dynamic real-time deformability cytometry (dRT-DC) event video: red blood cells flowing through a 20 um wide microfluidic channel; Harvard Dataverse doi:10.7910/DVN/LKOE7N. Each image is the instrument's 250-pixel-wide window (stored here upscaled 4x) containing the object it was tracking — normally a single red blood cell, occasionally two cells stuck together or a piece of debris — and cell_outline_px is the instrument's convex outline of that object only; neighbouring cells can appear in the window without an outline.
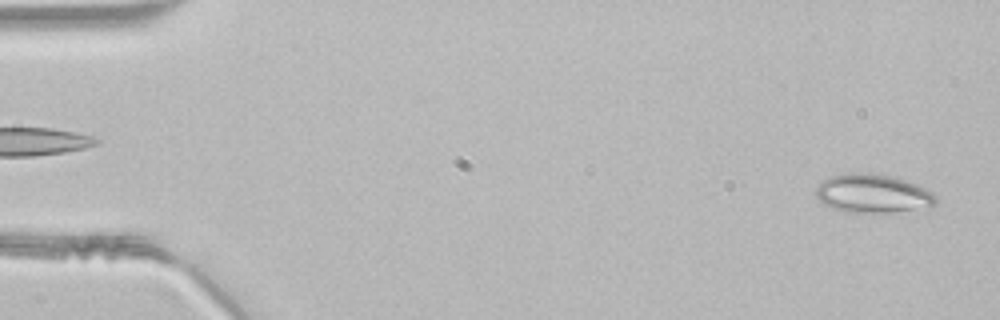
{"species": "common noctule bat (a hibernating species)", "species_latin": "Nyctalus noctula", "temperature_condition": "room temperature", "stored_images_in_passage": 46, "camera_frame_rate_fps": 3000, "um_per_image_px": 0.085, "animal": {"sex": "male", "body_mass_g": 21.5, "forearm_length_mm": 52.0}, "frame": {"image": 1, "passage_image": 1, "time_ms": 0.0, "image_size_px": [1000, 320], "cell_outline_px": [[936, 204], [932, 208], [888, 212], [848, 212], [832, 208], [820, 204], [816, 196], [816, 188], [824, 180], [832, 176], [852, 172], [860, 172], [892, 176], [904, 180], [924, 188], [932, 192], [936, 196]], "centroid_in_image_um": [74.19, 16.47], "position_along_channel_um": 10.8, "area_um2": 27.05}}
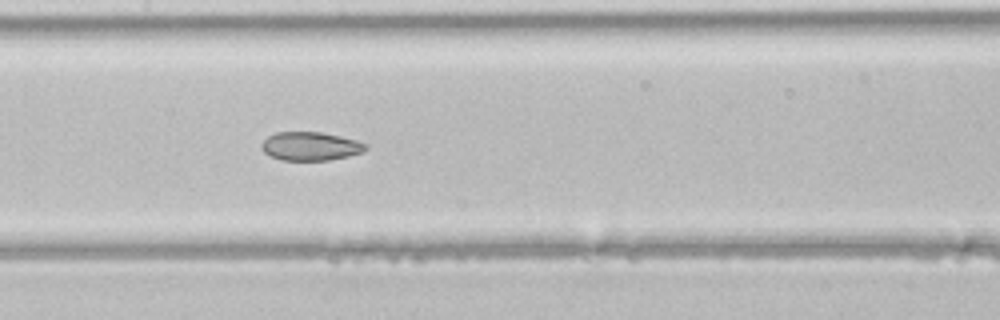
{"frame": {"image": 2, "passage_image": 22, "time_ms": 7.0, "image_size_px": [1000, 320], "cell_outline_px": [[368, 148], [364, 152], [348, 156], [328, 160], [280, 160], [264, 152], [260, 148], [260, 144], [268, 136], [276, 132], [320, 132], [340, 136], [356, 140], [368, 144]], "centroid_in_image_um": [26.4, 12.43], "position_along_channel_um": 181.0, "area_um2": 17.4}}
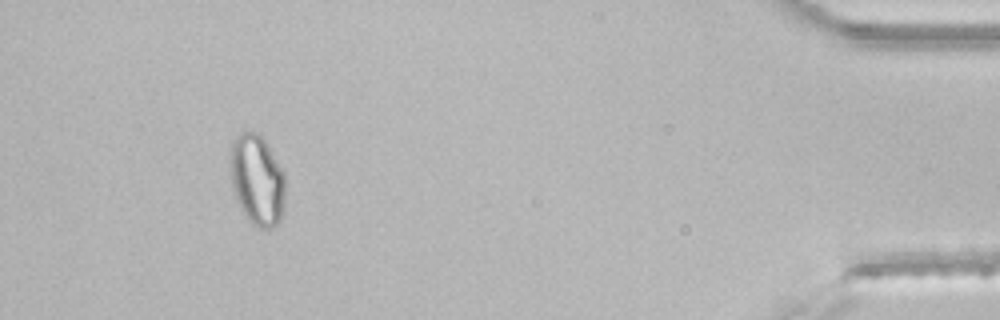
{"frame": {"image": 3, "passage_image": 43, "time_ms": 14.0, "image_size_px": [1000, 320], "cell_outline_px": [[284, 208], [280, 220], [272, 228], [260, 228], [252, 224], [240, 212], [232, 188], [228, 164], [228, 160], [232, 140], [240, 132], [260, 132], [284, 172]], "centroid_in_image_um": [21.81, 15.29], "position_along_channel_um": 413.4, "area_um2": 29.88}}